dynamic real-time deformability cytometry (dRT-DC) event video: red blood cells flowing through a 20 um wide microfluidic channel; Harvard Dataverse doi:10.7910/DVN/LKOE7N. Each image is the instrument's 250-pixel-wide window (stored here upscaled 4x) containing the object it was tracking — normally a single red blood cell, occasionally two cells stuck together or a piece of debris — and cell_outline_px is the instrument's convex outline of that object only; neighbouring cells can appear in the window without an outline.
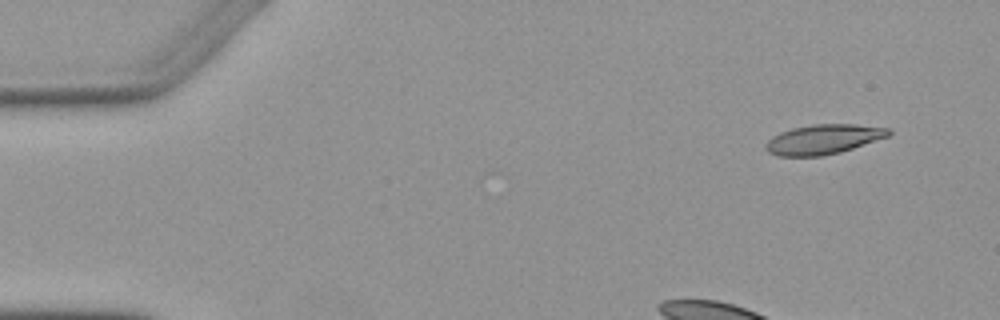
{"species": "Egyptian fruit bat (a non-hibernating species)", "species_latin": "Rousettus aegyptiacus", "temperature_condition": "warm", "stored_images_in_passage": 4, "camera_frame_rate_fps": 3000, "um_per_image_px": 0.085, "animal": {"sex": "female"}, "frame": {"image": 1, "passage_image": 1, "time_ms": 0.0, "image_size_px": [1000, 320], "cell_outline_px": [[892, 132], [888, 136], [840, 152], [820, 156], [776, 156], [768, 152], [764, 148], [764, 144], [772, 136], [780, 132], [792, 128], [812, 124], [856, 124], [892, 128]], "centroid_in_image_um": [69.96, 11.83], "position_along_channel_um": 15.0, "area_um2": 21.39}}